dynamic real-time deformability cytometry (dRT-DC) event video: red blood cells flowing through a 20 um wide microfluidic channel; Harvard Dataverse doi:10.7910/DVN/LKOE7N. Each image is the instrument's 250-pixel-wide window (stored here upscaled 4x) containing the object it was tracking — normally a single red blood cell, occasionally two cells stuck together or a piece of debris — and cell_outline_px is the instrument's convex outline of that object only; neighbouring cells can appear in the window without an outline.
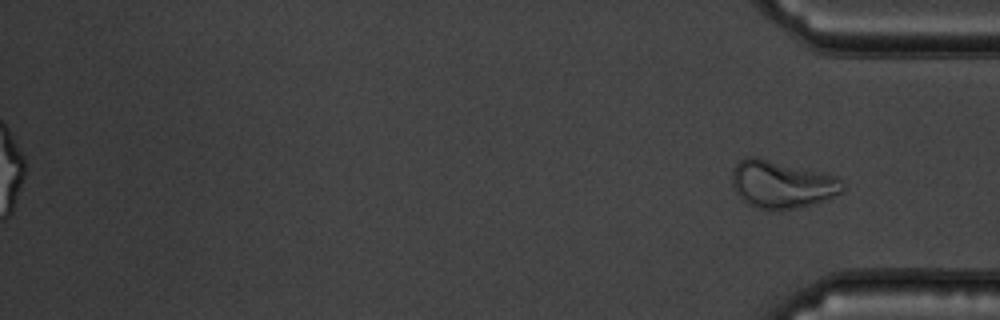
{"species": "common noctule bat (a hibernating species)", "species_latin": "Nyctalus noctula", "temperature_condition": "warm", "stored_images_in_passage": 46, "segment_of_instrument_passage": [2, 2], "camera_frame_rate_fps": 3000, "um_per_image_px": 0.085, "animal": {"sex": "male", "body_mass_g": 19.5, "forearm_length_mm": 54.6}, "frame": {"image": 1, "passage_image": 46, "time_ms": 15.0, "image_size_px": [1000, 320], "cell_outline_px": [[844, 188], [840, 192], [832, 196], [812, 204], [780, 212], [768, 212], [752, 208], [736, 192], [732, 184], [732, 172], [736, 164], [740, 160], [748, 156], [756, 156], [836, 176], [844, 184]], "centroid_in_image_um": [66.39, 15.7], "position_along_channel_um": 368.8, "area_um2": 30.87}}